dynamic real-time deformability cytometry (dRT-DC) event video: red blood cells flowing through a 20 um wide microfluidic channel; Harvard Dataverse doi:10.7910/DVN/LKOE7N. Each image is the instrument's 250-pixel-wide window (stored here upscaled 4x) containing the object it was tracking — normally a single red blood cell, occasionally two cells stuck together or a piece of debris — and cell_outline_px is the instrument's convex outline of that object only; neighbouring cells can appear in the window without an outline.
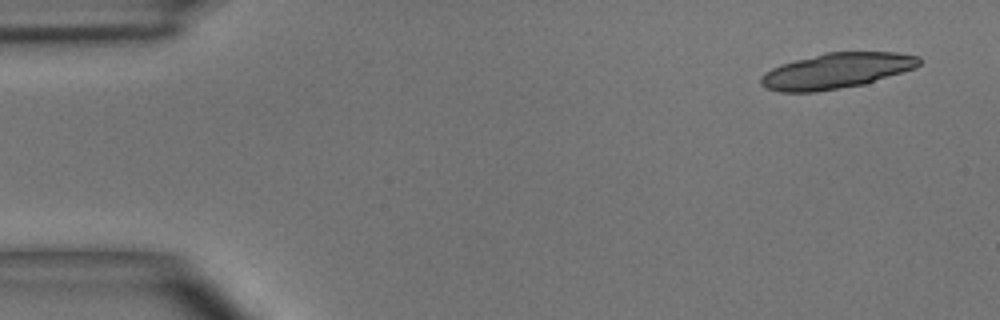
{"species": "common noctule bat (a hibernating species)", "species_latin": "Nyctalus noctula", "temperature_condition": "room temperature", "stored_images_in_passage": 4, "camera_frame_rate_fps": 3000, "um_per_image_px": 0.085, "animal": {"sex": "male", "body_mass_g": 15.6}, "frame": {"image": 1, "passage_image": 1, "time_ms": 0.0, "image_size_px": [1000, 320], "cell_outline_px": [[920, 64], [916, 68], [864, 84], [816, 92], [780, 92], [764, 88], [760, 84], [760, 76], [764, 72], [780, 64], [824, 52], [896, 52], [920, 56]], "centroid_in_image_um": [71.07, 6.02], "position_along_channel_um": 13.9, "area_um2": 32.95}}